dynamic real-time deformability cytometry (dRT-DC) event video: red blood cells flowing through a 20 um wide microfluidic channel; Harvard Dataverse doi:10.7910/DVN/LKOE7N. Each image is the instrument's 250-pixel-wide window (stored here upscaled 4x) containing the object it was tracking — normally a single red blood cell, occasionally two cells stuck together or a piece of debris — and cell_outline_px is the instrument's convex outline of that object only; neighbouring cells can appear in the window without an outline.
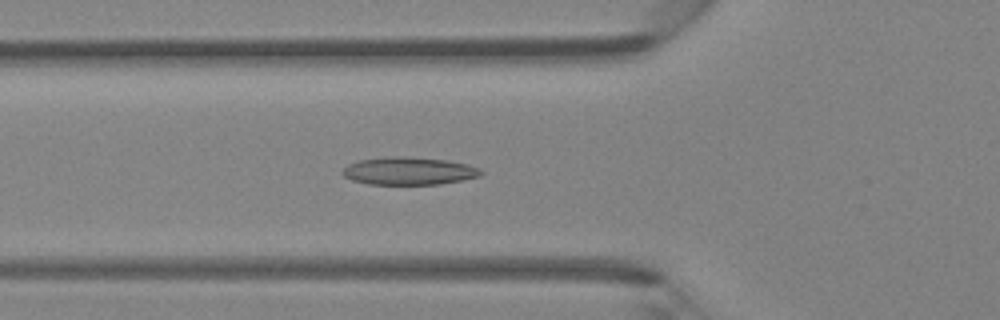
{"species": "Egyptian fruit bat (a non-hibernating species)", "species_latin": "Rousettus aegyptiacus", "temperature_condition": "room temperature", "stored_images_in_passage": 41, "camera_frame_rate_fps": 3000, "um_per_image_px": 0.085, "animal": {"sex": "female"}, "frame": {"image": 1, "passage_image": 12, "time_ms": 3.667, "image_size_px": [1000, 320], "cell_outline_px": [[484, 172], [480, 176], [440, 184], [368, 184], [352, 180], [344, 176], [340, 172], [348, 164], [360, 160], [388, 156], [400, 156], [448, 160], [468, 164], [480, 168]], "centroid_in_image_um": [34.75, 14.53], "position_along_channel_um": 91.0, "area_um2": 22.37}}
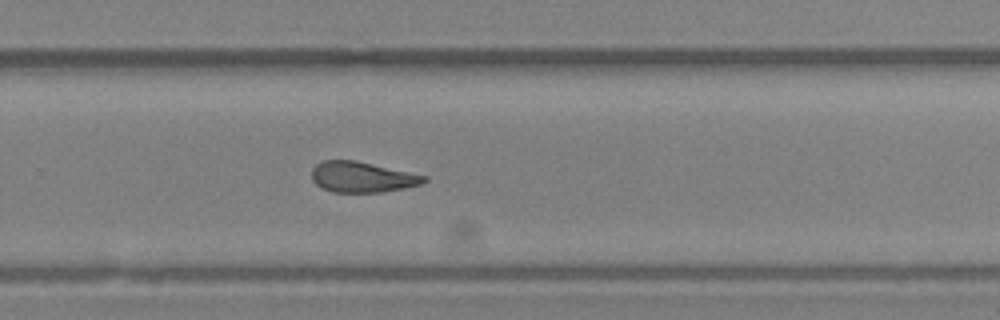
{"frame": {"image": 2, "passage_image": 26, "time_ms": 8.333, "image_size_px": [1000, 320], "cell_outline_px": [[428, 180], [420, 184], [404, 188], [380, 192], [332, 192], [320, 188], [312, 180], [312, 168], [316, 164], [324, 160], [356, 160], [428, 176]], "centroid_in_image_um": [30.76, 15.04], "position_along_channel_um": 299.0, "area_um2": 20.11}}
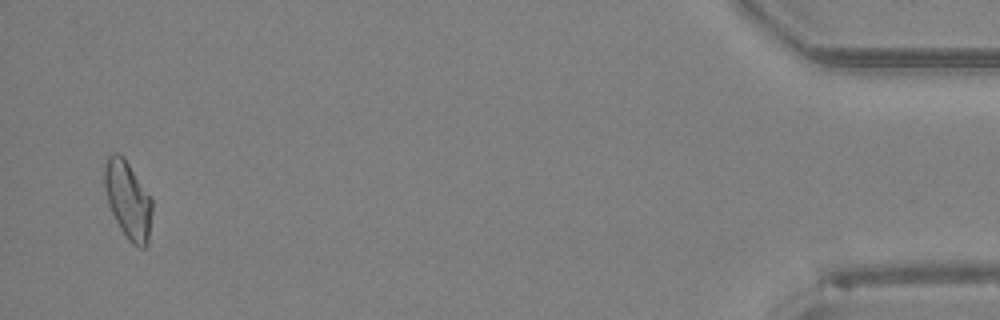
{"frame": {"image": 3, "passage_image": 40, "time_ms": 13.0, "image_size_px": [1000, 320], "cell_outline_px": [[152, 212], [148, 244], [144, 248], [140, 248], [132, 244], [128, 240], [120, 228], [108, 204], [104, 188], [104, 164], [108, 156], [116, 152], [124, 156], [152, 196]], "centroid_in_image_um": [10.89, 16.97], "position_along_channel_um": 424.3, "area_um2": 21.96}}